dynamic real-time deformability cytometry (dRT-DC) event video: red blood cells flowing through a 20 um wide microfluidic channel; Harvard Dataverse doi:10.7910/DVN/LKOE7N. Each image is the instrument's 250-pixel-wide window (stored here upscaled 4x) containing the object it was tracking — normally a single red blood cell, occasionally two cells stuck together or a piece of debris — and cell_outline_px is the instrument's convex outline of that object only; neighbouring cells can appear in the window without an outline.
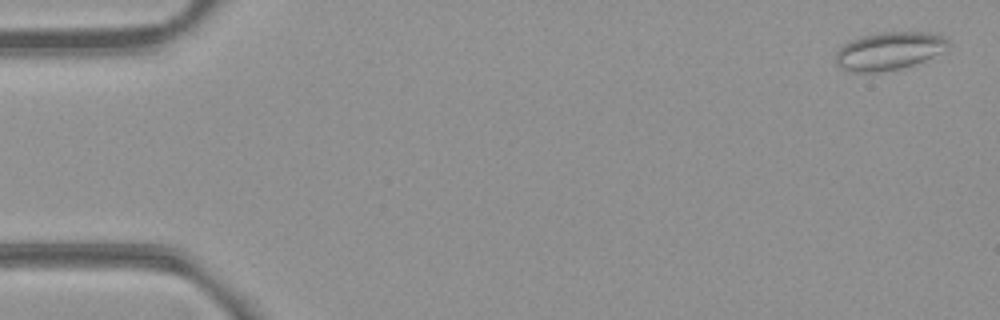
{"species": "common noctule bat (a hibernating species)", "species_latin": "Nyctalus noctula", "temperature_condition": "room temperature", "stored_images_in_passage": 5, "camera_frame_rate_fps": 3000, "um_per_image_px": 0.085, "animal": {"sex": "female", "body_mass_g": 21.9}, "frame": {"image": 1, "passage_image": 1, "time_ms": 0.0, "image_size_px": [1000, 320], "cell_outline_px": [[948, 44], [940, 52], [924, 60], [900, 68], [876, 72], [848, 72], [840, 68], [836, 64], [836, 52], [848, 40], [880, 32], [928, 32], [944, 36], [948, 40]], "centroid_in_image_um": [75.51, 4.32], "position_along_channel_um": 9.5, "area_um2": 24.57}}